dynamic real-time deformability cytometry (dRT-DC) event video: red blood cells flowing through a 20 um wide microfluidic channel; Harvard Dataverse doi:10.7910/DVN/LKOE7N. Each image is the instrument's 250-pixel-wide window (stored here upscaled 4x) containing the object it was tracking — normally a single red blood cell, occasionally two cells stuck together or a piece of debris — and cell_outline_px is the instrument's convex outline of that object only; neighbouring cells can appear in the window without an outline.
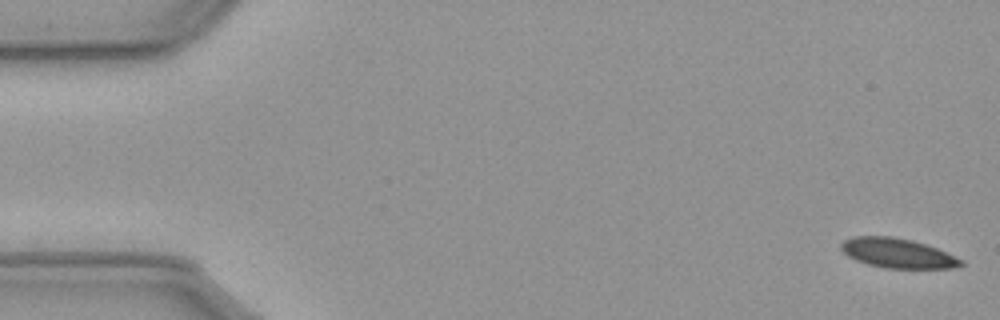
{"species": "common noctule bat (a hibernating species)", "species_latin": "Nyctalus noctula", "temperature_condition": "cold", "stored_images_in_passage": 16, "camera_frame_rate_fps": 3000, "um_per_image_px": 0.085, "animal": {"sex": "male", "body_mass_g": 23.1, "forearm_length_mm": 52.7}, "frame": {"image": 1, "passage_image": 1, "time_ms": 0.0, "image_size_px": [1000, 320], "cell_outline_px": [[964, 264], [952, 268], [884, 268], [868, 264], [856, 260], [848, 256], [840, 248], [840, 244], [844, 240], [852, 236], [892, 236], [912, 240], [936, 248], [964, 260]], "centroid_in_image_um": [76.27, 21.51], "position_along_channel_um": 8.7, "area_um2": 20.63}}
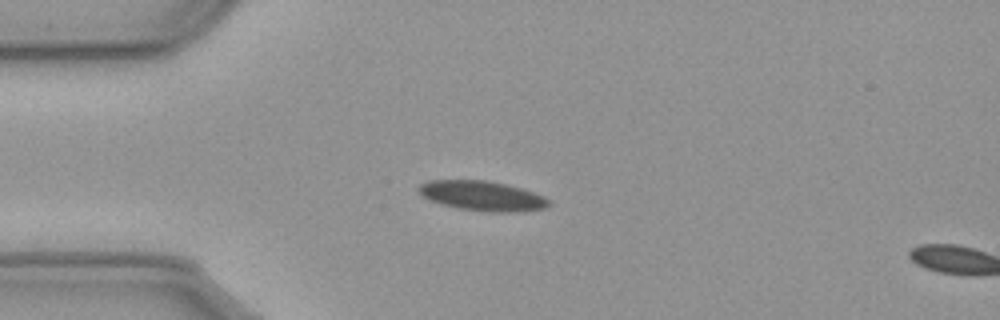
{"frame": {"image": 2, "passage_image": 14, "time_ms": 4.333, "image_size_px": [1000, 320], "cell_outline_px": [[552, 204], [544, 208], [524, 212], [488, 212], [460, 208], [440, 204], [428, 200], [420, 196], [416, 188], [420, 184], [428, 180], [484, 180], [504, 184], [520, 188], [544, 196], [552, 200]], "centroid_in_image_um": [40.97, 16.66], "position_along_channel_um": 44.0, "area_um2": 22.89}}